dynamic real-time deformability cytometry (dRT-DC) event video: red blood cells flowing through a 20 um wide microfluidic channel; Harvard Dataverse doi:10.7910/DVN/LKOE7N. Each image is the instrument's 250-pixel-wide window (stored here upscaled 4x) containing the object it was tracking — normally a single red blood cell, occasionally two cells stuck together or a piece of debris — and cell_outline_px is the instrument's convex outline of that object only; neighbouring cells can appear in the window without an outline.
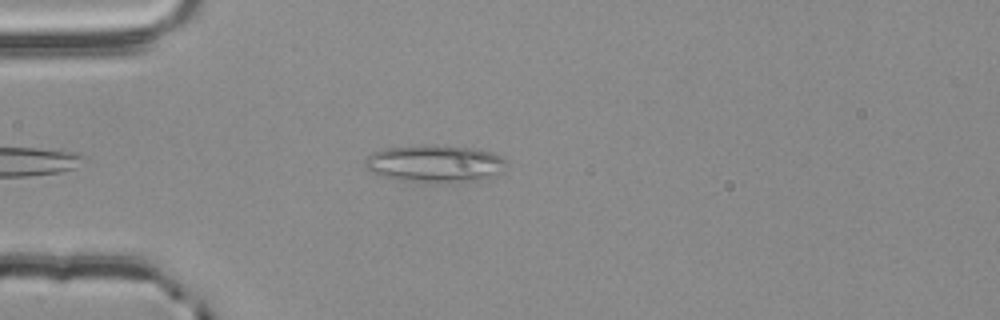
{"species": "common noctule bat (a hibernating species)", "species_latin": "Nyctalus noctula", "temperature_condition": "room temperature", "stored_images_in_passage": 40, "camera_frame_rate_fps": 3000, "um_per_image_px": 0.085, "animal": {"sex": "male", "body_mass_g": 20.4}, "frame": {"image": 1, "passage_image": 5, "time_ms": 1.333, "image_size_px": [1000, 320], "cell_outline_px": [[504, 172], [488, 180], [396, 180], [380, 176], [372, 172], [364, 164], [364, 160], [368, 156], [376, 152], [388, 148], [424, 144], [436, 144], [476, 148], [492, 152], [500, 156], [504, 160]], "centroid_in_image_um": [37.0, 13.87], "position_along_channel_um": 48.0, "area_um2": 30.4}}
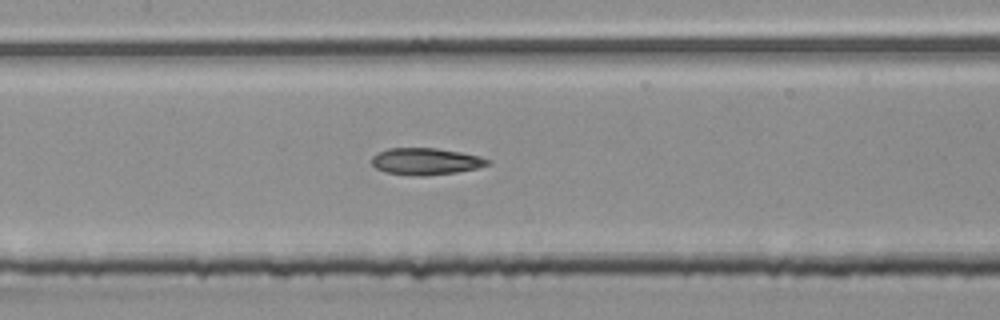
{"frame": {"image": 2, "passage_image": 16, "time_ms": 5.0, "image_size_px": [1000, 320], "cell_outline_px": [[488, 164], [476, 168], [456, 172], [424, 176], [420, 176], [388, 172], [376, 168], [372, 164], [372, 156], [388, 148], [436, 148], [460, 152], [480, 156], [488, 160]], "centroid_in_image_um": [36.17, 13.71], "position_along_channel_um": 171.2, "area_um2": 17.74}}
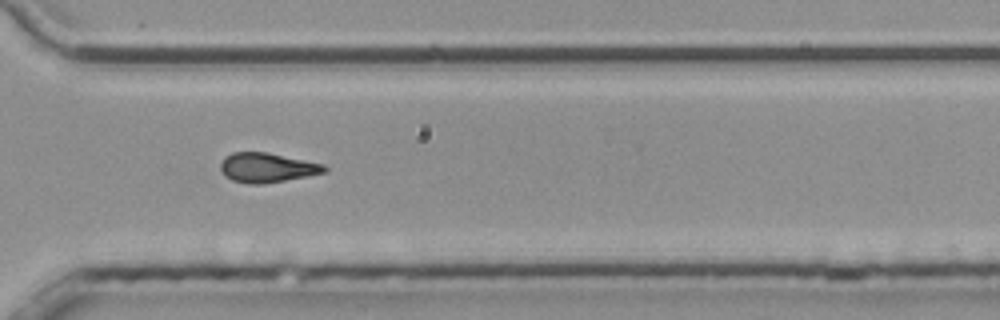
{"frame": {"image": 3, "passage_image": 30, "time_ms": 9.667, "image_size_px": [1000, 320], "cell_outline_px": [[328, 172], [308, 176], [264, 184], [252, 184], [232, 180], [224, 176], [220, 168], [220, 164], [224, 156], [232, 152], [268, 152], [324, 164], [328, 168]], "centroid_in_image_um": [22.71, 14.24], "position_along_channel_um": 347.9, "area_um2": 18.09}, "authors_computed_cell_mechanics": {"area_um2": 18.0914, "velocity_mm_per_s": 3.8117, "shape_relaxation_time_tau1_ms": 11.0382, "shape_relaxation_time_tau2_ms": 4.3266, "deformation_change_tau1": 0.2189, "deformation_change_tau2": 0.1414}}